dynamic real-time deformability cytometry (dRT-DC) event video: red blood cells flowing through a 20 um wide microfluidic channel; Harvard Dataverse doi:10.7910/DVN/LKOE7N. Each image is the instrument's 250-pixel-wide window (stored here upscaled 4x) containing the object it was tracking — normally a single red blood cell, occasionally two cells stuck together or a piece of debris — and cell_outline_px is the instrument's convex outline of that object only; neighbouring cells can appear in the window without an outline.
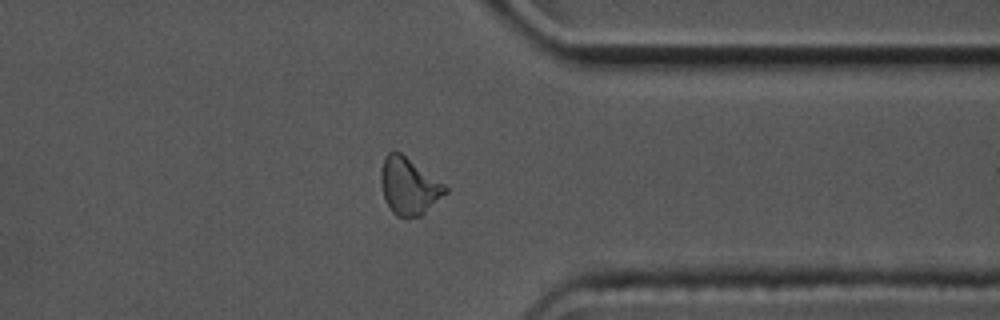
{"species": "common noctule bat (a hibernating species)", "species_latin": "Nyctalus noctula", "temperature_condition": "cold", "stored_images_in_passage": 51, "camera_frame_rate_fps": 3000, "um_per_image_px": 0.085, "animal": {"sex": "male", "body_mass_g": 17.5, "forearm_length_mm": 52.3}, "frame": {"image": 1, "passage_image": 44, "time_ms": 14.333, "image_size_px": [1000, 320], "cell_outline_px": [[448, 192], [420, 216], [408, 220], [404, 220], [396, 216], [392, 212], [384, 200], [380, 184], [380, 172], [384, 156], [388, 152], [400, 152], [444, 184], [448, 188]], "centroid_in_image_um": [34.72, 15.87], "position_along_channel_um": 376.7, "area_um2": 21.62}}